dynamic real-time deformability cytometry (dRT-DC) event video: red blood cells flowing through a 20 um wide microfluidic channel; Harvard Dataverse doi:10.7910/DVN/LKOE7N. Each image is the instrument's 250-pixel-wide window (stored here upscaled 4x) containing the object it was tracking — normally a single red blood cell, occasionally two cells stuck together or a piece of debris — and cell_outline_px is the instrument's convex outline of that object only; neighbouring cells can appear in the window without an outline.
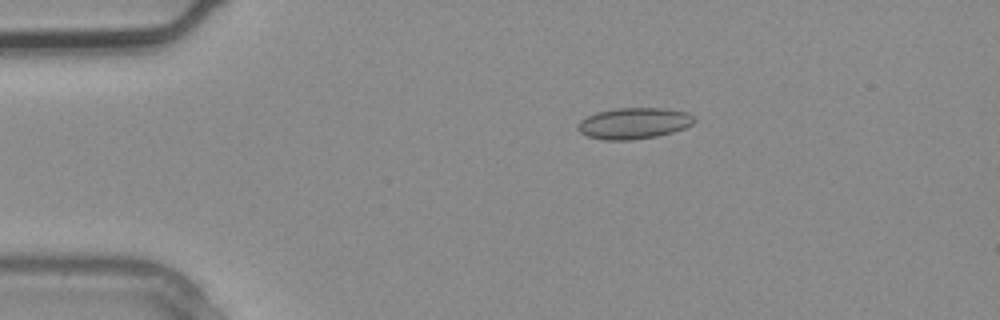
{"species": "common noctule bat (a hibernating species)", "species_latin": "Nyctalus noctula", "temperature_condition": "warm", "stored_images_in_passage": 3, "camera_frame_rate_fps": 3000, "um_per_image_px": 0.085, "animal": {"sex": "male", "body_mass_g": 20.4}, "frame": {"image": 1, "passage_image": 2, "time_ms": 0.333, "image_size_px": [1000, 320], "cell_outline_px": [[696, 120], [692, 124], [684, 128], [672, 132], [656, 136], [628, 140], [604, 140], [588, 136], [580, 132], [576, 128], [580, 120], [596, 112], [616, 108], [664, 108], [688, 112]], "centroid_in_image_um": [53.87, 10.47], "position_along_channel_um": 31.1, "area_um2": 21.1}}